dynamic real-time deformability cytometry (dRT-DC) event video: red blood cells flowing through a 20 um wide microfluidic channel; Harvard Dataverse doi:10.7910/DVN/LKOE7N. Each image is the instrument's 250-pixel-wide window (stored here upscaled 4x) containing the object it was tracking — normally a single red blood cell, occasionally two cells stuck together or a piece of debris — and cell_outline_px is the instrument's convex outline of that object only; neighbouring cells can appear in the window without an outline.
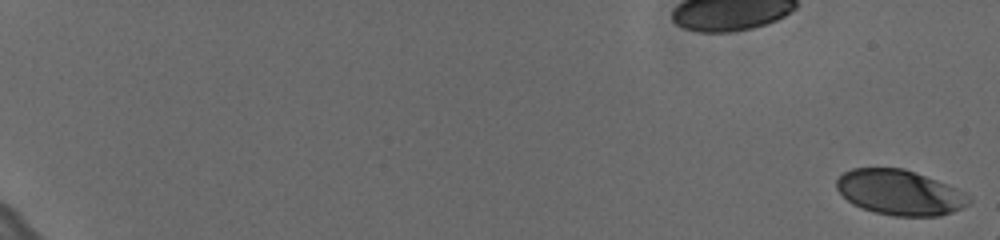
{"species": "human", "species_latin": "Homo sapiens", "temperature_condition": "cold", "stored_images_in_passage": 17, "camera_frame_rate_fps": 3000, "um_per_image_px": 0.085, "donor": {"sex": "female"}, "frame": {"image": 1, "passage_image": 1, "time_ms": 0.0, "image_size_px": [1000, 240], "cell_outline_px": [[972, 200], [968, 204], [952, 212], [940, 216], [892, 216], [876, 212], [852, 204], [836, 188], [836, 180], [844, 172], [852, 168], [904, 168], [936, 180], [964, 192]], "centroid_in_image_um": [76.46, 16.36], "position_along_channel_um": 8.5, "area_um2": 34.51}}